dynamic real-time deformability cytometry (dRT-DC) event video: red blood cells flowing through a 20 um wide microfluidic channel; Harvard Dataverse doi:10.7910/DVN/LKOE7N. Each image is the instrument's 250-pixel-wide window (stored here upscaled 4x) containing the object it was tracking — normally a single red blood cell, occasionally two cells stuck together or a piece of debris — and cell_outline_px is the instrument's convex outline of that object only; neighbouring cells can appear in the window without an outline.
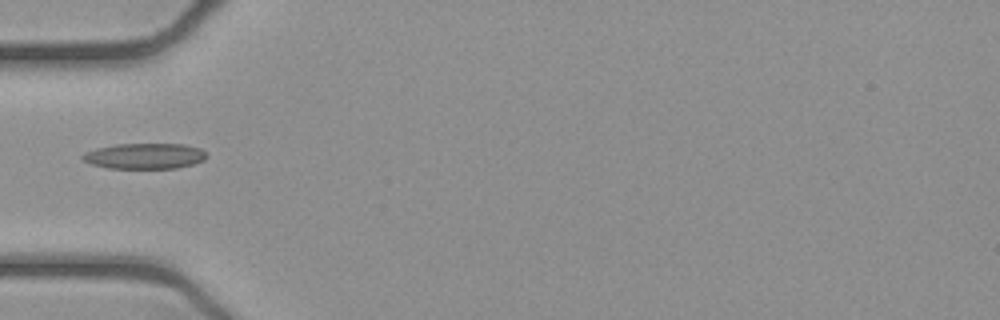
{"species": "common noctule bat (a hibernating species)", "species_latin": "Nyctalus noctula", "temperature_condition": "cold", "stored_images_in_passage": 36, "camera_frame_rate_fps": 3000, "um_per_image_px": 0.085, "animal": {"sex": "female", "body_mass_g": 21.9}, "frame": {"image": 1, "passage_image": 1, "time_ms": 0.0, "image_size_px": [1000, 320], "cell_outline_px": [[208, 156], [204, 160], [192, 164], [176, 168], [108, 168], [92, 164], [84, 160], [80, 156], [84, 152], [96, 148], [116, 144], [184, 144], [200, 148]], "centroid_in_image_um": [12.29, 13.26], "position_along_channel_um": 72.7, "area_um2": 18.5}}
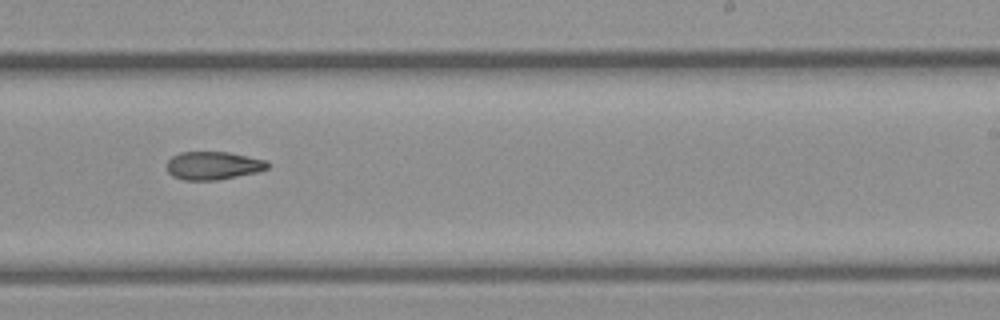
{"frame": {"image": 2, "passage_image": 16, "time_ms": 5.0, "image_size_px": [1000, 320], "cell_outline_px": [[268, 168], [256, 172], [216, 180], [184, 180], [172, 176], [168, 172], [168, 160], [172, 156], [180, 152], [228, 152], [268, 160]], "centroid_in_image_um": [18.11, 14.07], "position_along_channel_um": 270.9, "area_um2": 16.42}}
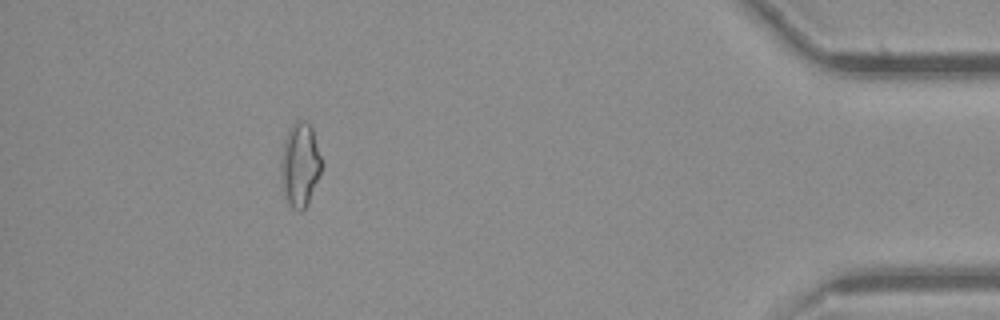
{"frame": {"image": 3, "passage_image": 31, "time_ms": 10.0, "image_size_px": [1000, 320], "cell_outline_px": [[320, 172], [308, 200], [304, 208], [300, 212], [292, 208], [284, 192], [280, 176], [280, 160], [284, 144], [288, 132], [292, 124], [296, 120], [308, 120], [312, 128], [320, 156]], "centroid_in_image_um": [25.47, 13.95], "position_along_channel_um": 409.7, "area_um2": 19.31}}